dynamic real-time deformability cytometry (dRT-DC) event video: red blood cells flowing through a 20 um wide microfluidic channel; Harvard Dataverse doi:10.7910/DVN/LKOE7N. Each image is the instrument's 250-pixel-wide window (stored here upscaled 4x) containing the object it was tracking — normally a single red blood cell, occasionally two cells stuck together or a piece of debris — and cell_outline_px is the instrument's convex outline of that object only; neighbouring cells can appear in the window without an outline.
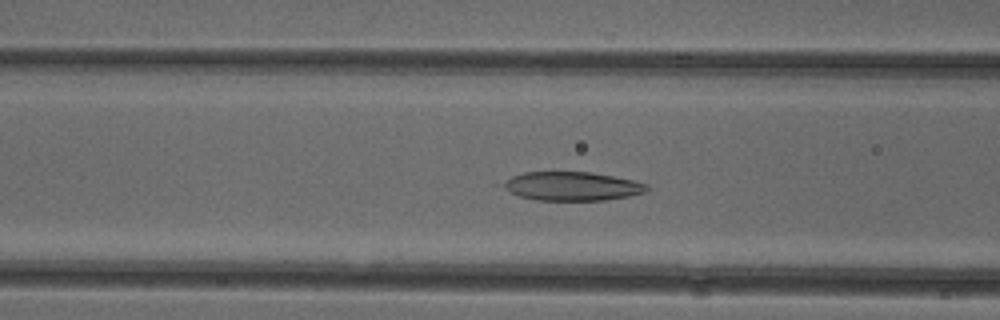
{"species": "common noctule bat (a hibernating species)", "species_latin": "Nyctalus noctula", "temperature_condition": "cold", "stored_images_in_passage": 52, "camera_frame_rate_fps": 3000, "um_per_image_px": 0.085, "animal": {"sex": "female"}, "frame": {"image": 1, "passage_image": 20, "time_ms": 6.333, "image_size_px": [1000, 320], "cell_outline_px": [[648, 188], [644, 192], [628, 196], [604, 200], [536, 200], [520, 196], [508, 192], [496, 184], [512, 176], [524, 172], [592, 172], [632, 180], [648, 184]], "centroid_in_image_um": [48.52, 15.82], "position_along_channel_um": 118.1, "area_um2": 24.22}}
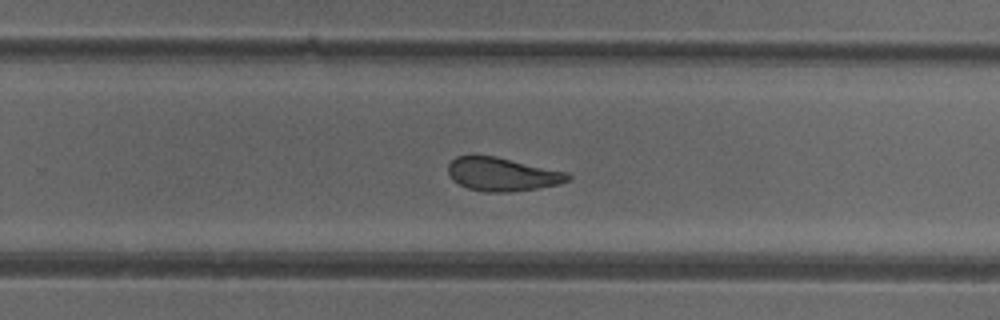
{"frame": {"image": 2, "passage_image": 33, "time_ms": 10.667, "image_size_px": [1000, 320], "cell_outline_px": [[572, 180], [560, 184], [512, 192], [484, 192], [468, 188], [452, 180], [448, 176], [448, 164], [456, 156], [472, 152], [496, 156], [568, 172], [572, 176]], "centroid_in_image_um": [42.66, 14.78], "position_along_channel_um": 287.1, "area_um2": 24.1}}
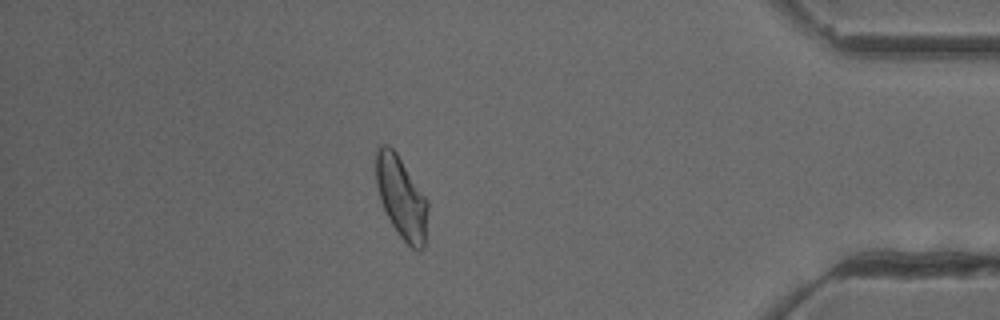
{"frame": {"image": 3, "passage_image": 45, "time_ms": 14.667, "image_size_px": [1000, 320], "cell_outline_px": [[428, 208], [424, 248], [420, 252], [416, 252], [400, 236], [392, 224], [380, 200], [376, 184], [376, 148], [380, 144], [388, 144], [396, 152], [428, 200]], "centroid_in_image_um": [34.12, 16.79], "position_along_channel_um": 401.1, "area_um2": 24.74}, "authors_computed_cell_mechanics": {"area_um2": 25.4031, "velocity_mm_per_s": 3.9115, "shape_relaxation_time_tau1_ms": 5.19, "shape_relaxation_time_tau2_ms": 2.5593, "deformation_change_tau1": 0.157, "deformation_change_tau2": 0.1125}}